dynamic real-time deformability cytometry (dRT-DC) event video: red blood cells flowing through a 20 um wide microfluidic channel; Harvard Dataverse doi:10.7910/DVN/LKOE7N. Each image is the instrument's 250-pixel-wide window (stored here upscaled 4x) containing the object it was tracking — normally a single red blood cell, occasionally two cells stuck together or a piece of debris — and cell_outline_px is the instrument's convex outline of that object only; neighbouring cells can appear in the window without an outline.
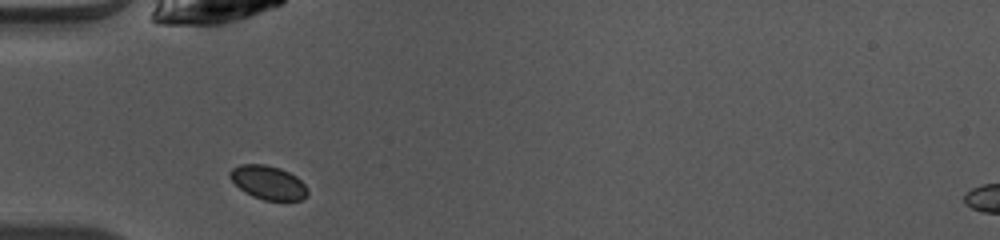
{"species": "common noctule bat (a hibernating species)", "species_latin": "Nyctalus noctula", "temperature_condition": "warm", "stored_images_in_passage": 35, "camera_frame_rate_fps": 3000, "um_per_image_px": 0.085, "animal": {"sex": "female", "body_mass_g": 10.0, "forearm_length_mm": 53.1}, "frame": {"image": 1, "passage_image": 1, "time_ms": 0.0, "image_size_px": [1000, 240], "cell_outline_px": [[308, 196], [300, 200], [264, 200], [252, 196], [244, 192], [228, 176], [228, 172], [232, 168], [240, 164], [264, 164], [280, 168], [296, 176], [308, 188]], "centroid_in_image_um": [22.79, 15.51], "position_along_channel_um": 62.2, "area_um2": 15.32}}
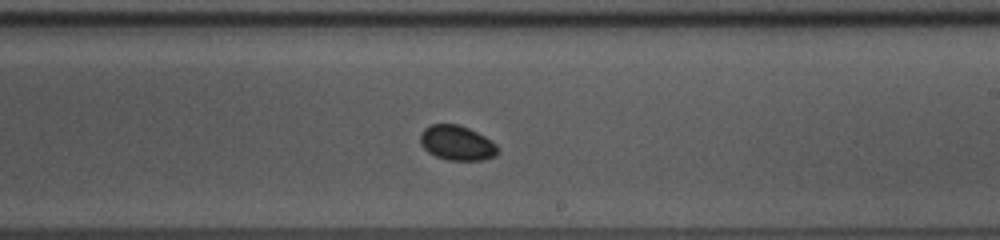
{"frame": {"image": 2, "passage_image": 15, "time_ms": 4.667, "image_size_px": [1000, 240], "cell_outline_px": [[496, 156], [484, 160], [448, 160], [436, 156], [428, 152], [420, 144], [420, 132], [424, 128], [432, 124], [456, 124], [468, 128], [492, 140], [496, 144]], "centroid_in_image_um": [38.81, 12.15], "position_along_channel_um": 250.2, "area_um2": 15.66}}
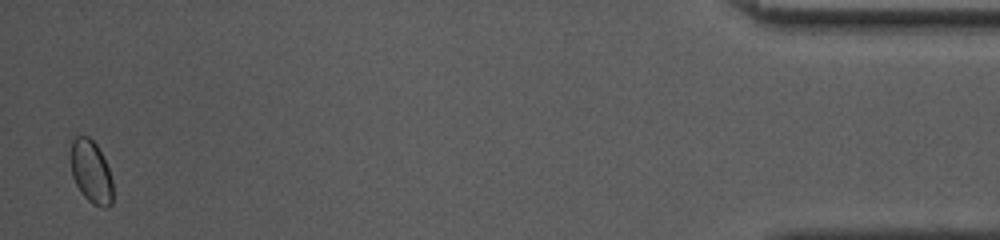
{"frame": {"image": 3, "passage_image": 34, "time_ms": 11.0, "image_size_px": [1000, 240], "cell_outline_px": [[112, 204], [108, 208], [104, 208], [92, 204], [80, 192], [72, 176], [72, 140], [76, 136], [88, 136], [96, 144], [108, 168], [112, 180]], "centroid_in_image_um": [7.76, 14.64], "position_along_channel_um": 427.4, "area_um2": 15.2}}